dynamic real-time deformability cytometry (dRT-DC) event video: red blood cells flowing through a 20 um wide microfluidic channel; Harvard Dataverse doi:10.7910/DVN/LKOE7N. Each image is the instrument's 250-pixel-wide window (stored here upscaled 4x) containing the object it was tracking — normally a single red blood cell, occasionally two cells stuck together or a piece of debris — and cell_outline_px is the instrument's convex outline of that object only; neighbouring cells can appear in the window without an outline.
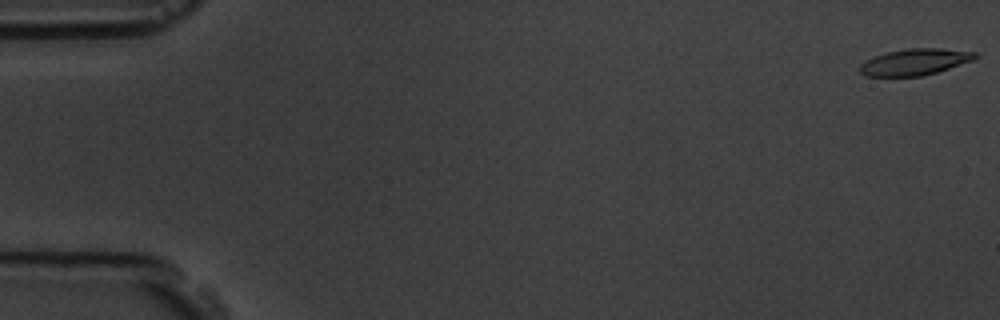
{"species": "common noctule bat (a hibernating species)", "species_latin": "Nyctalus noctula", "temperature_condition": "room temperature", "stored_images_in_passage": 5, "camera_frame_rate_fps": 3000, "um_per_image_px": 0.085, "animal": {"sex": "male", "body_mass_g": 19.5, "forearm_length_mm": 54.6}, "frame": {"image": 1, "passage_image": 1, "time_ms": 0.0, "image_size_px": [1000, 320], "cell_outline_px": [[980, 56], [972, 60], [936, 72], [920, 76], [868, 76], [860, 72], [860, 64], [864, 60], [884, 52], [908, 48], [940, 48], [976, 52]], "centroid_in_image_um": [77.74, 5.25], "position_along_channel_um": 7.3, "area_um2": 17.69}}
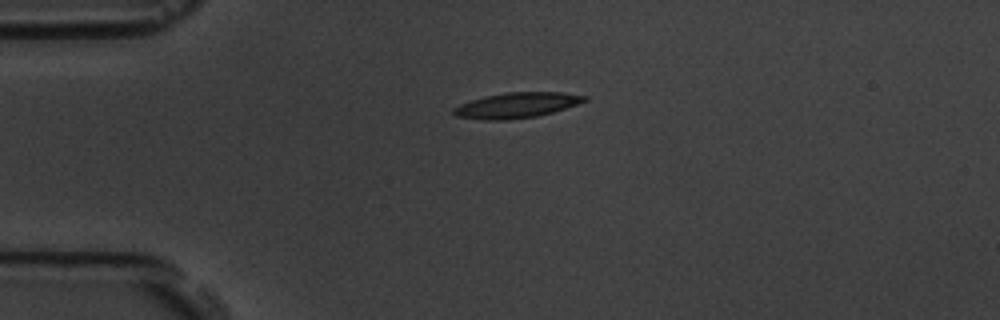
{"frame": {"image": 2, "passage_image": 4, "time_ms": 4.333, "image_size_px": [1000, 320], "cell_outline_px": [[588, 100], [552, 112], [536, 116], [508, 120], [484, 120], [456, 116], [452, 112], [452, 108], [460, 104], [484, 96], [508, 92], [564, 92], [588, 96]], "centroid_in_image_um": [43.9, 8.94], "position_along_channel_um": 41.1, "area_um2": 19.31}}